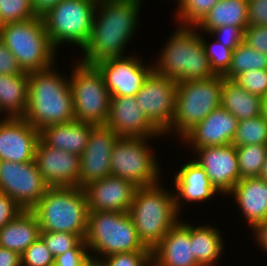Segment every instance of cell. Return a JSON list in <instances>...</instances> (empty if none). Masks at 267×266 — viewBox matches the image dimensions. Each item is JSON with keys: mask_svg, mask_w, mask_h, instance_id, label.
Returning <instances> with one entry per match:
<instances>
[{"mask_svg": "<svg viewBox=\"0 0 267 266\" xmlns=\"http://www.w3.org/2000/svg\"><path fill=\"white\" fill-rule=\"evenodd\" d=\"M40 238L55 258L72 249L81 240L78 235L66 232L40 231Z\"/></svg>", "mask_w": 267, "mask_h": 266, "instance_id": "74e56055", "label": "cell"}, {"mask_svg": "<svg viewBox=\"0 0 267 266\" xmlns=\"http://www.w3.org/2000/svg\"><path fill=\"white\" fill-rule=\"evenodd\" d=\"M261 106V115H263L267 119V93L263 97H261Z\"/></svg>", "mask_w": 267, "mask_h": 266, "instance_id": "f907efd6", "label": "cell"}, {"mask_svg": "<svg viewBox=\"0 0 267 266\" xmlns=\"http://www.w3.org/2000/svg\"><path fill=\"white\" fill-rule=\"evenodd\" d=\"M232 144L235 146L267 144V119L260 115L238 121Z\"/></svg>", "mask_w": 267, "mask_h": 266, "instance_id": "d6a6232c", "label": "cell"}, {"mask_svg": "<svg viewBox=\"0 0 267 266\" xmlns=\"http://www.w3.org/2000/svg\"><path fill=\"white\" fill-rule=\"evenodd\" d=\"M85 240H80L72 249L58 255L54 266H86L92 259L88 253Z\"/></svg>", "mask_w": 267, "mask_h": 266, "instance_id": "60d3db41", "label": "cell"}, {"mask_svg": "<svg viewBox=\"0 0 267 266\" xmlns=\"http://www.w3.org/2000/svg\"><path fill=\"white\" fill-rule=\"evenodd\" d=\"M248 25L267 26V0H248Z\"/></svg>", "mask_w": 267, "mask_h": 266, "instance_id": "ee69618b", "label": "cell"}, {"mask_svg": "<svg viewBox=\"0 0 267 266\" xmlns=\"http://www.w3.org/2000/svg\"><path fill=\"white\" fill-rule=\"evenodd\" d=\"M220 0H178L176 22L196 26Z\"/></svg>", "mask_w": 267, "mask_h": 266, "instance_id": "836d02e7", "label": "cell"}, {"mask_svg": "<svg viewBox=\"0 0 267 266\" xmlns=\"http://www.w3.org/2000/svg\"><path fill=\"white\" fill-rule=\"evenodd\" d=\"M222 87V75L177 83L174 119L163 135L176 130L175 133L182 139L215 108L221 106Z\"/></svg>", "mask_w": 267, "mask_h": 266, "instance_id": "ba28073f", "label": "cell"}, {"mask_svg": "<svg viewBox=\"0 0 267 266\" xmlns=\"http://www.w3.org/2000/svg\"><path fill=\"white\" fill-rule=\"evenodd\" d=\"M23 209L7 194L0 192V229L12 221Z\"/></svg>", "mask_w": 267, "mask_h": 266, "instance_id": "f6af8a7d", "label": "cell"}, {"mask_svg": "<svg viewBox=\"0 0 267 266\" xmlns=\"http://www.w3.org/2000/svg\"><path fill=\"white\" fill-rule=\"evenodd\" d=\"M69 84L76 121L105 125L111 95L101 73L95 66L77 62L72 68Z\"/></svg>", "mask_w": 267, "mask_h": 266, "instance_id": "30bf717a", "label": "cell"}, {"mask_svg": "<svg viewBox=\"0 0 267 266\" xmlns=\"http://www.w3.org/2000/svg\"><path fill=\"white\" fill-rule=\"evenodd\" d=\"M244 42L267 55V26L248 25L244 30Z\"/></svg>", "mask_w": 267, "mask_h": 266, "instance_id": "7bdbcfd3", "label": "cell"}, {"mask_svg": "<svg viewBox=\"0 0 267 266\" xmlns=\"http://www.w3.org/2000/svg\"><path fill=\"white\" fill-rule=\"evenodd\" d=\"M228 195L235 198L251 229L267 219V182L260 177L239 180Z\"/></svg>", "mask_w": 267, "mask_h": 266, "instance_id": "cb8c5ba5", "label": "cell"}, {"mask_svg": "<svg viewBox=\"0 0 267 266\" xmlns=\"http://www.w3.org/2000/svg\"><path fill=\"white\" fill-rule=\"evenodd\" d=\"M177 82L153 70L135 95V100L147 118L164 133L175 115Z\"/></svg>", "mask_w": 267, "mask_h": 266, "instance_id": "4fadbf2b", "label": "cell"}, {"mask_svg": "<svg viewBox=\"0 0 267 266\" xmlns=\"http://www.w3.org/2000/svg\"><path fill=\"white\" fill-rule=\"evenodd\" d=\"M61 1L62 0H31V3L36 14L41 17Z\"/></svg>", "mask_w": 267, "mask_h": 266, "instance_id": "681fc988", "label": "cell"}, {"mask_svg": "<svg viewBox=\"0 0 267 266\" xmlns=\"http://www.w3.org/2000/svg\"><path fill=\"white\" fill-rule=\"evenodd\" d=\"M55 257L39 237L21 255L22 266H54Z\"/></svg>", "mask_w": 267, "mask_h": 266, "instance_id": "f35d334b", "label": "cell"}, {"mask_svg": "<svg viewBox=\"0 0 267 266\" xmlns=\"http://www.w3.org/2000/svg\"><path fill=\"white\" fill-rule=\"evenodd\" d=\"M28 104V72L0 74V114L6 118H23Z\"/></svg>", "mask_w": 267, "mask_h": 266, "instance_id": "83f0119b", "label": "cell"}, {"mask_svg": "<svg viewBox=\"0 0 267 266\" xmlns=\"http://www.w3.org/2000/svg\"><path fill=\"white\" fill-rule=\"evenodd\" d=\"M175 206L180 214L183 201L204 202L219 192L211 184L204 169L195 161H188L175 174Z\"/></svg>", "mask_w": 267, "mask_h": 266, "instance_id": "603a6c76", "label": "cell"}, {"mask_svg": "<svg viewBox=\"0 0 267 266\" xmlns=\"http://www.w3.org/2000/svg\"><path fill=\"white\" fill-rule=\"evenodd\" d=\"M139 0H97L92 29L79 62L94 66L125 56L124 49L138 27ZM99 9V10H98Z\"/></svg>", "mask_w": 267, "mask_h": 266, "instance_id": "6da1fadb", "label": "cell"}, {"mask_svg": "<svg viewBox=\"0 0 267 266\" xmlns=\"http://www.w3.org/2000/svg\"><path fill=\"white\" fill-rule=\"evenodd\" d=\"M209 33L214 37L217 35L216 41L232 50L244 41V29L237 26H220Z\"/></svg>", "mask_w": 267, "mask_h": 266, "instance_id": "b9f144b4", "label": "cell"}, {"mask_svg": "<svg viewBox=\"0 0 267 266\" xmlns=\"http://www.w3.org/2000/svg\"><path fill=\"white\" fill-rule=\"evenodd\" d=\"M190 243L200 266H214L224 250L223 238L215 227L190 224Z\"/></svg>", "mask_w": 267, "mask_h": 266, "instance_id": "f546056e", "label": "cell"}, {"mask_svg": "<svg viewBox=\"0 0 267 266\" xmlns=\"http://www.w3.org/2000/svg\"><path fill=\"white\" fill-rule=\"evenodd\" d=\"M89 211L128 212L138 186L114 175L85 186Z\"/></svg>", "mask_w": 267, "mask_h": 266, "instance_id": "ffe728a7", "label": "cell"}, {"mask_svg": "<svg viewBox=\"0 0 267 266\" xmlns=\"http://www.w3.org/2000/svg\"><path fill=\"white\" fill-rule=\"evenodd\" d=\"M40 226L32 210H23L0 229V246L20 255L40 237Z\"/></svg>", "mask_w": 267, "mask_h": 266, "instance_id": "484cf974", "label": "cell"}, {"mask_svg": "<svg viewBox=\"0 0 267 266\" xmlns=\"http://www.w3.org/2000/svg\"><path fill=\"white\" fill-rule=\"evenodd\" d=\"M264 69H267V55L255 50L243 41L233 50L230 67L223 77L234 80L245 71Z\"/></svg>", "mask_w": 267, "mask_h": 266, "instance_id": "4dcf8cb0", "label": "cell"}, {"mask_svg": "<svg viewBox=\"0 0 267 266\" xmlns=\"http://www.w3.org/2000/svg\"><path fill=\"white\" fill-rule=\"evenodd\" d=\"M0 40L24 72L44 70L55 64L57 50L48 38L40 16L0 26Z\"/></svg>", "mask_w": 267, "mask_h": 266, "instance_id": "52a82bcc", "label": "cell"}, {"mask_svg": "<svg viewBox=\"0 0 267 266\" xmlns=\"http://www.w3.org/2000/svg\"><path fill=\"white\" fill-rule=\"evenodd\" d=\"M40 131L23 118L0 119V161H34Z\"/></svg>", "mask_w": 267, "mask_h": 266, "instance_id": "d6986e66", "label": "cell"}, {"mask_svg": "<svg viewBox=\"0 0 267 266\" xmlns=\"http://www.w3.org/2000/svg\"><path fill=\"white\" fill-rule=\"evenodd\" d=\"M240 180L259 177L267 157V144L236 146Z\"/></svg>", "mask_w": 267, "mask_h": 266, "instance_id": "1f68e13d", "label": "cell"}, {"mask_svg": "<svg viewBox=\"0 0 267 266\" xmlns=\"http://www.w3.org/2000/svg\"><path fill=\"white\" fill-rule=\"evenodd\" d=\"M253 235L258 246L267 253V219L259 222L253 229Z\"/></svg>", "mask_w": 267, "mask_h": 266, "instance_id": "c3c4849f", "label": "cell"}, {"mask_svg": "<svg viewBox=\"0 0 267 266\" xmlns=\"http://www.w3.org/2000/svg\"><path fill=\"white\" fill-rule=\"evenodd\" d=\"M23 72L14 55L0 40V74L17 75Z\"/></svg>", "mask_w": 267, "mask_h": 266, "instance_id": "bcb514c9", "label": "cell"}, {"mask_svg": "<svg viewBox=\"0 0 267 266\" xmlns=\"http://www.w3.org/2000/svg\"><path fill=\"white\" fill-rule=\"evenodd\" d=\"M238 119L222 106L215 108L182 139L194 148L232 144Z\"/></svg>", "mask_w": 267, "mask_h": 266, "instance_id": "44dd1931", "label": "cell"}, {"mask_svg": "<svg viewBox=\"0 0 267 266\" xmlns=\"http://www.w3.org/2000/svg\"><path fill=\"white\" fill-rule=\"evenodd\" d=\"M164 188L161 183L138 187L128 211L138 237L151 250L180 217L175 206V194Z\"/></svg>", "mask_w": 267, "mask_h": 266, "instance_id": "5b68a950", "label": "cell"}, {"mask_svg": "<svg viewBox=\"0 0 267 266\" xmlns=\"http://www.w3.org/2000/svg\"><path fill=\"white\" fill-rule=\"evenodd\" d=\"M0 266H22L21 255L0 246Z\"/></svg>", "mask_w": 267, "mask_h": 266, "instance_id": "7dc6e473", "label": "cell"}, {"mask_svg": "<svg viewBox=\"0 0 267 266\" xmlns=\"http://www.w3.org/2000/svg\"><path fill=\"white\" fill-rule=\"evenodd\" d=\"M84 240L93 260L114 253L152 251L138 237L128 212L89 211L87 233ZM94 253L95 255H93Z\"/></svg>", "mask_w": 267, "mask_h": 266, "instance_id": "8992f818", "label": "cell"}, {"mask_svg": "<svg viewBox=\"0 0 267 266\" xmlns=\"http://www.w3.org/2000/svg\"><path fill=\"white\" fill-rule=\"evenodd\" d=\"M53 67L28 73V104L23 119L38 131L75 120L69 78Z\"/></svg>", "mask_w": 267, "mask_h": 266, "instance_id": "7a4b0ae2", "label": "cell"}, {"mask_svg": "<svg viewBox=\"0 0 267 266\" xmlns=\"http://www.w3.org/2000/svg\"><path fill=\"white\" fill-rule=\"evenodd\" d=\"M32 211L43 232H66L85 239L88 227V202L83 188L48 187Z\"/></svg>", "mask_w": 267, "mask_h": 266, "instance_id": "277c9868", "label": "cell"}, {"mask_svg": "<svg viewBox=\"0 0 267 266\" xmlns=\"http://www.w3.org/2000/svg\"><path fill=\"white\" fill-rule=\"evenodd\" d=\"M259 177L263 181H266L267 182V157H266L265 162H264V164H263V166L261 168Z\"/></svg>", "mask_w": 267, "mask_h": 266, "instance_id": "816d5d0a", "label": "cell"}, {"mask_svg": "<svg viewBox=\"0 0 267 266\" xmlns=\"http://www.w3.org/2000/svg\"><path fill=\"white\" fill-rule=\"evenodd\" d=\"M86 266H102L97 260L91 259Z\"/></svg>", "mask_w": 267, "mask_h": 266, "instance_id": "f5cc1de1", "label": "cell"}, {"mask_svg": "<svg viewBox=\"0 0 267 266\" xmlns=\"http://www.w3.org/2000/svg\"><path fill=\"white\" fill-rule=\"evenodd\" d=\"M34 161L49 187H79L80 155L52 148L39 139Z\"/></svg>", "mask_w": 267, "mask_h": 266, "instance_id": "ac0fdd59", "label": "cell"}, {"mask_svg": "<svg viewBox=\"0 0 267 266\" xmlns=\"http://www.w3.org/2000/svg\"><path fill=\"white\" fill-rule=\"evenodd\" d=\"M221 106L238 121L258 117L262 113L261 97L249 93L234 80L223 77Z\"/></svg>", "mask_w": 267, "mask_h": 266, "instance_id": "f1b7e54d", "label": "cell"}, {"mask_svg": "<svg viewBox=\"0 0 267 266\" xmlns=\"http://www.w3.org/2000/svg\"><path fill=\"white\" fill-rule=\"evenodd\" d=\"M118 138L107 125L91 128L87 146L80 155V188L111 175V153Z\"/></svg>", "mask_w": 267, "mask_h": 266, "instance_id": "9a60e30c", "label": "cell"}, {"mask_svg": "<svg viewBox=\"0 0 267 266\" xmlns=\"http://www.w3.org/2000/svg\"><path fill=\"white\" fill-rule=\"evenodd\" d=\"M118 137L155 138L163 133L140 110L135 96L111 97L105 123Z\"/></svg>", "mask_w": 267, "mask_h": 266, "instance_id": "2e32d148", "label": "cell"}, {"mask_svg": "<svg viewBox=\"0 0 267 266\" xmlns=\"http://www.w3.org/2000/svg\"><path fill=\"white\" fill-rule=\"evenodd\" d=\"M97 261L102 266H152V251L114 253Z\"/></svg>", "mask_w": 267, "mask_h": 266, "instance_id": "8d00e7d4", "label": "cell"}, {"mask_svg": "<svg viewBox=\"0 0 267 266\" xmlns=\"http://www.w3.org/2000/svg\"><path fill=\"white\" fill-rule=\"evenodd\" d=\"M220 26H237L245 30L248 26V0H220L196 25L206 34Z\"/></svg>", "mask_w": 267, "mask_h": 266, "instance_id": "4316f807", "label": "cell"}, {"mask_svg": "<svg viewBox=\"0 0 267 266\" xmlns=\"http://www.w3.org/2000/svg\"><path fill=\"white\" fill-rule=\"evenodd\" d=\"M135 56H122L101 61L94 66L101 73L111 97L135 96L153 70Z\"/></svg>", "mask_w": 267, "mask_h": 266, "instance_id": "5bb4252c", "label": "cell"}, {"mask_svg": "<svg viewBox=\"0 0 267 266\" xmlns=\"http://www.w3.org/2000/svg\"><path fill=\"white\" fill-rule=\"evenodd\" d=\"M48 187L35 161H0V192L15 200L23 210H32Z\"/></svg>", "mask_w": 267, "mask_h": 266, "instance_id": "7c38bea8", "label": "cell"}, {"mask_svg": "<svg viewBox=\"0 0 267 266\" xmlns=\"http://www.w3.org/2000/svg\"><path fill=\"white\" fill-rule=\"evenodd\" d=\"M93 124L83 121L53 124L40 131V139L48 146L81 155L87 146Z\"/></svg>", "mask_w": 267, "mask_h": 266, "instance_id": "d4e9b609", "label": "cell"}, {"mask_svg": "<svg viewBox=\"0 0 267 266\" xmlns=\"http://www.w3.org/2000/svg\"><path fill=\"white\" fill-rule=\"evenodd\" d=\"M151 138L119 137L111 153V175L138 187L160 182V166L146 141Z\"/></svg>", "mask_w": 267, "mask_h": 266, "instance_id": "8fae6325", "label": "cell"}, {"mask_svg": "<svg viewBox=\"0 0 267 266\" xmlns=\"http://www.w3.org/2000/svg\"><path fill=\"white\" fill-rule=\"evenodd\" d=\"M152 266H200L190 243V224L181 219L152 249Z\"/></svg>", "mask_w": 267, "mask_h": 266, "instance_id": "7402d4cb", "label": "cell"}, {"mask_svg": "<svg viewBox=\"0 0 267 266\" xmlns=\"http://www.w3.org/2000/svg\"><path fill=\"white\" fill-rule=\"evenodd\" d=\"M201 36V41L204 46L206 56L210 62L211 69L216 75H224L231 64L232 59V49L226 48L221 43L215 42L208 44L209 42Z\"/></svg>", "mask_w": 267, "mask_h": 266, "instance_id": "d590c367", "label": "cell"}, {"mask_svg": "<svg viewBox=\"0 0 267 266\" xmlns=\"http://www.w3.org/2000/svg\"><path fill=\"white\" fill-rule=\"evenodd\" d=\"M195 151L199 157L194 161L204 169L213 187L223 196H228L240 180L236 146H209Z\"/></svg>", "mask_w": 267, "mask_h": 266, "instance_id": "e0dca14e", "label": "cell"}, {"mask_svg": "<svg viewBox=\"0 0 267 266\" xmlns=\"http://www.w3.org/2000/svg\"><path fill=\"white\" fill-rule=\"evenodd\" d=\"M196 29L190 25L176 28L152 65L153 71L177 83L215 77L201 41L202 34Z\"/></svg>", "mask_w": 267, "mask_h": 266, "instance_id": "3957f363", "label": "cell"}, {"mask_svg": "<svg viewBox=\"0 0 267 266\" xmlns=\"http://www.w3.org/2000/svg\"><path fill=\"white\" fill-rule=\"evenodd\" d=\"M234 81L251 94L263 97L267 93V69L245 71Z\"/></svg>", "mask_w": 267, "mask_h": 266, "instance_id": "ab89813d", "label": "cell"}, {"mask_svg": "<svg viewBox=\"0 0 267 266\" xmlns=\"http://www.w3.org/2000/svg\"><path fill=\"white\" fill-rule=\"evenodd\" d=\"M97 0H62L41 17L52 45L76 44L81 50L88 42Z\"/></svg>", "mask_w": 267, "mask_h": 266, "instance_id": "9c48e42d", "label": "cell"}, {"mask_svg": "<svg viewBox=\"0 0 267 266\" xmlns=\"http://www.w3.org/2000/svg\"><path fill=\"white\" fill-rule=\"evenodd\" d=\"M0 26L37 17L31 0H0Z\"/></svg>", "mask_w": 267, "mask_h": 266, "instance_id": "e575fe53", "label": "cell"}]
</instances>
